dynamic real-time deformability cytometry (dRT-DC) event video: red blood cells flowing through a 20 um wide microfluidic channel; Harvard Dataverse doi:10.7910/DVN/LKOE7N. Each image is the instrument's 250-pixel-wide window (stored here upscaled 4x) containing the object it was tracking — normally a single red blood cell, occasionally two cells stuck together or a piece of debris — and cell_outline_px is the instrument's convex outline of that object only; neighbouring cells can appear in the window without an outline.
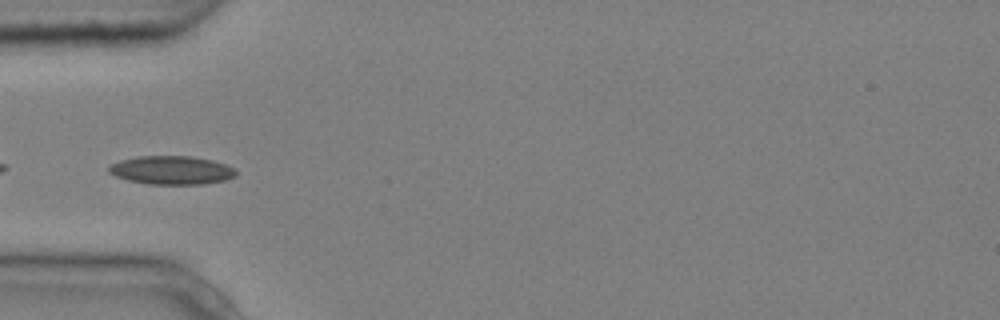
{"species": "common noctule bat (a hibernating species)", "species_latin": "Nyctalus noctula", "temperature_condition": "cold", "stored_images_in_passage": 7, "camera_frame_rate_fps": 3000, "um_per_image_px": 0.085, "animal": {"sex": "male", "body_mass_g": 20.4}, "frame": {"image": 1, "passage_image": 5, "time_ms": 1.333, "image_size_px": [1000, 320], "cell_outline_px": [[236, 176], [224, 180], [204, 184], [148, 184], [128, 180], [116, 176], [108, 172], [108, 168], [112, 164], [120, 160], [140, 156], [188, 156], [212, 160], [236, 168]], "centroid_in_image_um": [14.59, 14.47], "position_along_channel_um": 70.4, "area_um2": 21.04}}
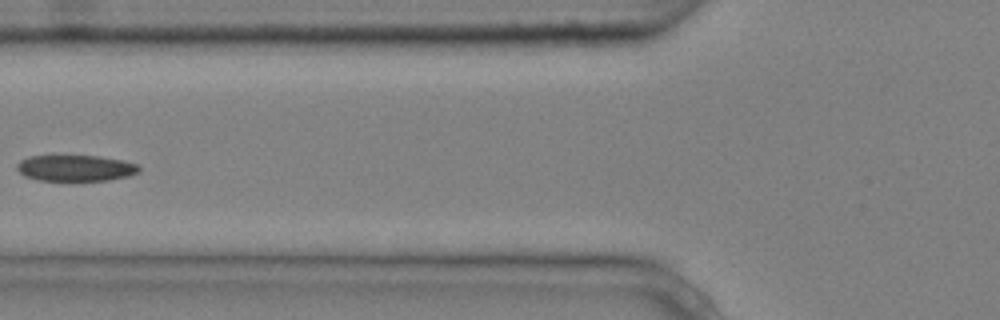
{"frame": {"image": 2, "passage_image": 6, "time_ms": 1.667, "image_size_px": [1000, 320], "cell_outline_px": [[140, 172], [128, 176], [108, 180], [40, 180], [24, 176], [16, 168], [16, 164], [20, 160], [28, 156], [100, 156], [120, 160], [136, 164], [140, 168]], "centroid_in_image_um": [6.4, 14.28], "position_along_channel_um": 119.4, "area_um2": 18.44}}